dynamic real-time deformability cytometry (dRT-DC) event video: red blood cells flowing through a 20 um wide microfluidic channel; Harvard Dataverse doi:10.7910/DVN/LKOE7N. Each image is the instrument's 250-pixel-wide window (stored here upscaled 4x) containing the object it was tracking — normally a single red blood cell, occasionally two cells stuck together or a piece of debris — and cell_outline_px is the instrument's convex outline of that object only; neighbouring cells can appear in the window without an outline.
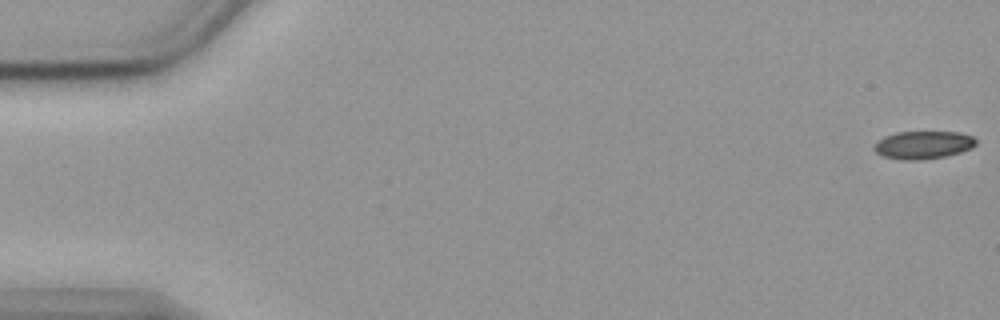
{"species": "common noctule bat (a hibernating species)", "species_latin": "Nyctalus noctula", "temperature_condition": "cold", "stored_images_in_passage": 53, "camera_frame_rate_fps": 3000, "um_per_image_px": 0.085, "animal": {"sex": "female", "body_mass_g": 19.9}, "frame": {"image": 1, "passage_image": 1, "time_ms": 0.0, "image_size_px": [1000, 320], "cell_outline_px": [[976, 144], [972, 148], [948, 156], [924, 160], [900, 160], [884, 156], [876, 152], [872, 148], [876, 140], [884, 136], [896, 132], [960, 132], [972, 136], [976, 140]], "centroid_in_image_um": [78.45, 12.32], "position_along_channel_um": 6.6, "area_um2": 16.82}}
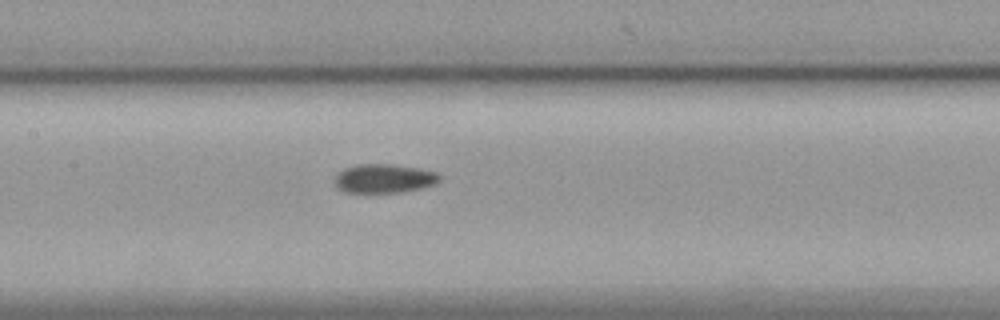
{"frame": {"image": 2, "passage_image": 27, "time_ms": 8.667, "image_size_px": [1000, 320], "cell_outline_px": [[440, 180], [436, 184], [420, 188], [400, 192], [344, 192], [336, 188], [336, 176], [344, 168], [360, 164], [392, 164], [420, 168], [436, 172], [440, 176]], "centroid_in_image_um": [32.67, 15.17], "position_along_channel_um": 174.7, "area_um2": 17.57}}
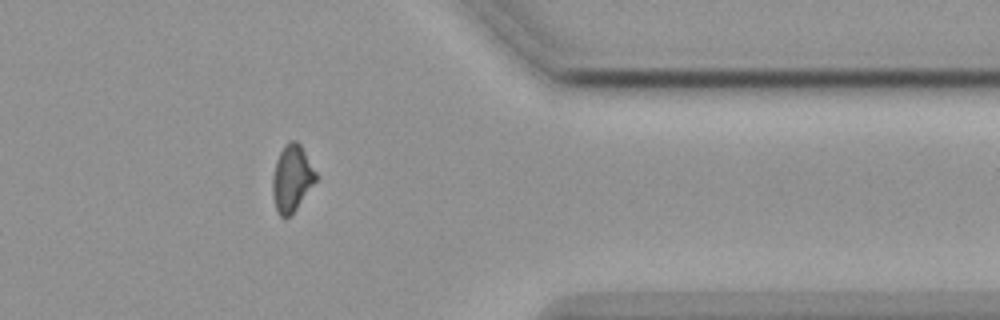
{"frame": {"image": 3, "passage_image": 46, "time_ms": 15.0, "image_size_px": [1000, 320], "cell_outline_px": [[316, 180], [296, 208], [288, 216], [280, 216], [276, 208], [272, 196], [272, 176], [276, 160], [284, 144], [288, 140], [296, 140], [300, 144], [316, 172]], "centroid_in_image_um": [24.78, 15.11], "position_along_channel_um": 386.6, "area_um2": 16.53}}